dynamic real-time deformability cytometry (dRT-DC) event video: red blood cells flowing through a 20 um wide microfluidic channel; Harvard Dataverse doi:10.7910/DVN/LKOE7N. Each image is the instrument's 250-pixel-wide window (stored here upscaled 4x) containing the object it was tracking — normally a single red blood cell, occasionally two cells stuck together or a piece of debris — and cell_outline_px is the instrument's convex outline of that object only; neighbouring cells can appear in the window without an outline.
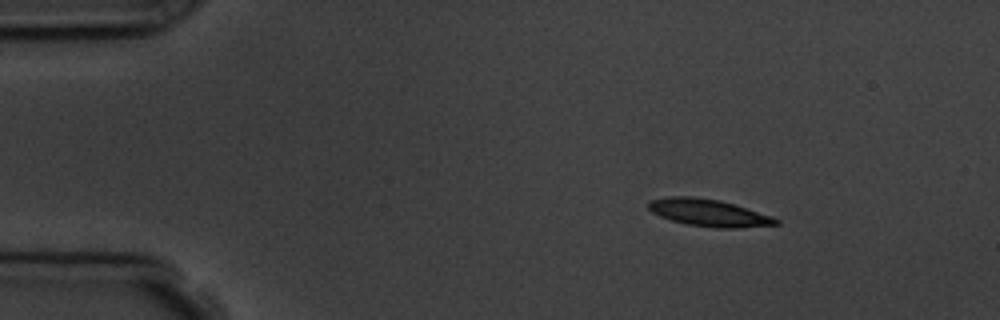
{"species": "common noctule bat (a hibernating species)", "species_latin": "Nyctalus noctula", "temperature_condition": "room temperature", "stored_images_in_passage": 4, "camera_frame_rate_fps": 3000, "um_per_image_px": 0.085, "animal": {"sex": "male", "body_mass_g": 19.5, "forearm_length_mm": 54.6}, "frame": {"image": 1, "passage_image": 1, "time_ms": 0.0, "image_size_px": [1000, 320], "cell_outline_px": [[780, 224], [736, 228], [716, 228], [688, 224], [672, 220], [660, 216], [652, 212], [648, 208], [648, 204], [652, 200], [668, 196], [692, 196], [720, 200], [772, 216], [780, 220]], "centroid_in_image_um": [60.25, 18.08], "position_along_channel_um": 24.7, "area_um2": 20.0}}
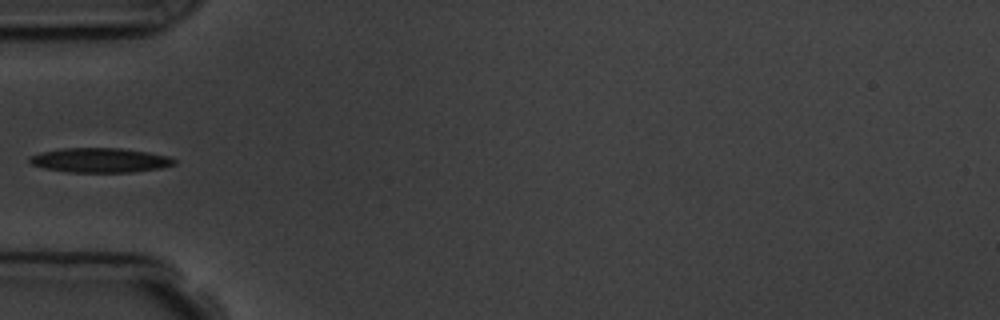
{"frame": {"image": 2, "passage_image": 4, "time_ms": 3.333, "image_size_px": [1000, 320], "cell_outline_px": [[176, 164], [160, 168], [132, 172], [68, 172], [44, 168], [32, 164], [28, 160], [28, 156], [40, 152], [60, 148], [120, 148], [148, 152], [168, 156], [176, 160]], "centroid_in_image_um": [8.48, 13.61], "position_along_channel_um": 76.5, "area_um2": 20.75}}